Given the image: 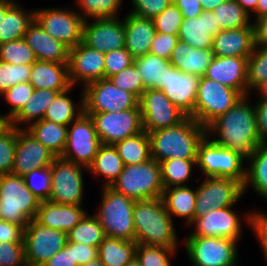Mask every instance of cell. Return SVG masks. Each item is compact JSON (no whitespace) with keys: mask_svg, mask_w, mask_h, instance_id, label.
I'll use <instances>...</instances> for the list:
<instances>
[{"mask_svg":"<svg viewBox=\"0 0 267 266\" xmlns=\"http://www.w3.org/2000/svg\"><path fill=\"white\" fill-rule=\"evenodd\" d=\"M246 180L243 185V193L249 186L264 201H267V144L259 145L246 159Z\"/></svg>","mask_w":267,"mask_h":266,"instance_id":"36","label":"cell"},{"mask_svg":"<svg viewBox=\"0 0 267 266\" xmlns=\"http://www.w3.org/2000/svg\"><path fill=\"white\" fill-rule=\"evenodd\" d=\"M40 200L27 188L23 177L0 175V211L2 220L25 228L35 219Z\"/></svg>","mask_w":267,"mask_h":266,"instance_id":"5","label":"cell"},{"mask_svg":"<svg viewBox=\"0 0 267 266\" xmlns=\"http://www.w3.org/2000/svg\"><path fill=\"white\" fill-rule=\"evenodd\" d=\"M124 0H77L79 15L84 21L117 17Z\"/></svg>","mask_w":267,"mask_h":266,"instance_id":"44","label":"cell"},{"mask_svg":"<svg viewBox=\"0 0 267 266\" xmlns=\"http://www.w3.org/2000/svg\"><path fill=\"white\" fill-rule=\"evenodd\" d=\"M29 83L34 89L63 92L71 87L68 63L36 61L32 64Z\"/></svg>","mask_w":267,"mask_h":266,"instance_id":"29","label":"cell"},{"mask_svg":"<svg viewBox=\"0 0 267 266\" xmlns=\"http://www.w3.org/2000/svg\"><path fill=\"white\" fill-rule=\"evenodd\" d=\"M55 158L26 129L16 128V148L11 174L23 177L33 169L51 166Z\"/></svg>","mask_w":267,"mask_h":266,"instance_id":"21","label":"cell"},{"mask_svg":"<svg viewBox=\"0 0 267 266\" xmlns=\"http://www.w3.org/2000/svg\"><path fill=\"white\" fill-rule=\"evenodd\" d=\"M245 161L246 158L239 152L221 147L208 136H205L197 149L196 164L205 177L231 178L244 185Z\"/></svg>","mask_w":267,"mask_h":266,"instance_id":"7","label":"cell"},{"mask_svg":"<svg viewBox=\"0 0 267 266\" xmlns=\"http://www.w3.org/2000/svg\"><path fill=\"white\" fill-rule=\"evenodd\" d=\"M161 200L171 218L182 217L186 226L194 221L196 188L192 189L188 185L164 188Z\"/></svg>","mask_w":267,"mask_h":266,"instance_id":"31","label":"cell"},{"mask_svg":"<svg viewBox=\"0 0 267 266\" xmlns=\"http://www.w3.org/2000/svg\"><path fill=\"white\" fill-rule=\"evenodd\" d=\"M178 249L137 244L136 259L140 266H171V258Z\"/></svg>","mask_w":267,"mask_h":266,"instance_id":"47","label":"cell"},{"mask_svg":"<svg viewBox=\"0 0 267 266\" xmlns=\"http://www.w3.org/2000/svg\"><path fill=\"white\" fill-rule=\"evenodd\" d=\"M24 228L18 224L0 220V242L24 243Z\"/></svg>","mask_w":267,"mask_h":266,"instance_id":"59","label":"cell"},{"mask_svg":"<svg viewBox=\"0 0 267 266\" xmlns=\"http://www.w3.org/2000/svg\"><path fill=\"white\" fill-rule=\"evenodd\" d=\"M252 23L254 28V42L256 46H267V14L255 18Z\"/></svg>","mask_w":267,"mask_h":266,"instance_id":"64","label":"cell"},{"mask_svg":"<svg viewBox=\"0 0 267 266\" xmlns=\"http://www.w3.org/2000/svg\"><path fill=\"white\" fill-rule=\"evenodd\" d=\"M248 97L249 95L243 96L227 112L206 127V136L214 143L237 151L246 159L262 144L255 105L249 103L250 97Z\"/></svg>","mask_w":267,"mask_h":266,"instance_id":"1","label":"cell"},{"mask_svg":"<svg viewBox=\"0 0 267 266\" xmlns=\"http://www.w3.org/2000/svg\"><path fill=\"white\" fill-rule=\"evenodd\" d=\"M16 148V127L11 125L0 134V175L11 174Z\"/></svg>","mask_w":267,"mask_h":266,"instance_id":"51","label":"cell"},{"mask_svg":"<svg viewBox=\"0 0 267 266\" xmlns=\"http://www.w3.org/2000/svg\"><path fill=\"white\" fill-rule=\"evenodd\" d=\"M42 266H78L77 262H74L73 244L67 242L62 250L53 255Z\"/></svg>","mask_w":267,"mask_h":266,"instance_id":"60","label":"cell"},{"mask_svg":"<svg viewBox=\"0 0 267 266\" xmlns=\"http://www.w3.org/2000/svg\"><path fill=\"white\" fill-rule=\"evenodd\" d=\"M74 86H71L67 90L60 92L56 95L53 102L48 106L43 116L44 120L52 121L57 124L69 126L74 120H76L83 112V92L79 100L80 104H75L69 93Z\"/></svg>","mask_w":267,"mask_h":266,"instance_id":"38","label":"cell"},{"mask_svg":"<svg viewBox=\"0 0 267 266\" xmlns=\"http://www.w3.org/2000/svg\"><path fill=\"white\" fill-rule=\"evenodd\" d=\"M81 266H105V265L99 260V258H97Z\"/></svg>","mask_w":267,"mask_h":266,"instance_id":"71","label":"cell"},{"mask_svg":"<svg viewBox=\"0 0 267 266\" xmlns=\"http://www.w3.org/2000/svg\"><path fill=\"white\" fill-rule=\"evenodd\" d=\"M199 76L184 73L177 68L168 71V79L162 92L188 117L194 119V107L199 85Z\"/></svg>","mask_w":267,"mask_h":266,"instance_id":"23","label":"cell"},{"mask_svg":"<svg viewBox=\"0 0 267 266\" xmlns=\"http://www.w3.org/2000/svg\"><path fill=\"white\" fill-rule=\"evenodd\" d=\"M35 20L69 49L82 42L84 19L73 8L35 9Z\"/></svg>","mask_w":267,"mask_h":266,"instance_id":"13","label":"cell"},{"mask_svg":"<svg viewBox=\"0 0 267 266\" xmlns=\"http://www.w3.org/2000/svg\"><path fill=\"white\" fill-rule=\"evenodd\" d=\"M100 208L94 215L103 227L106 237L135 241L133 209L135 200L115 191L110 186L102 187Z\"/></svg>","mask_w":267,"mask_h":266,"instance_id":"4","label":"cell"},{"mask_svg":"<svg viewBox=\"0 0 267 266\" xmlns=\"http://www.w3.org/2000/svg\"><path fill=\"white\" fill-rule=\"evenodd\" d=\"M232 207L211 209L195 218L189 225L195 229L187 237H220L239 241L243 231L242 221Z\"/></svg>","mask_w":267,"mask_h":266,"instance_id":"18","label":"cell"},{"mask_svg":"<svg viewBox=\"0 0 267 266\" xmlns=\"http://www.w3.org/2000/svg\"><path fill=\"white\" fill-rule=\"evenodd\" d=\"M160 163L164 188L186 186L191 179L192 170L197 167L196 159H169Z\"/></svg>","mask_w":267,"mask_h":266,"instance_id":"41","label":"cell"},{"mask_svg":"<svg viewBox=\"0 0 267 266\" xmlns=\"http://www.w3.org/2000/svg\"><path fill=\"white\" fill-rule=\"evenodd\" d=\"M10 126L11 119L6 114H0V134L5 132Z\"/></svg>","mask_w":267,"mask_h":266,"instance_id":"68","label":"cell"},{"mask_svg":"<svg viewBox=\"0 0 267 266\" xmlns=\"http://www.w3.org/2000/svg\"><path fill=\"white\" fill-rule=\"evenodd\" d=\"M135 64L146 89L162 90L168 79V71L174 66L170 60L147 53L134 59Z\"/></svg>","mask_w":267,"mask_h":266,"instance_id":"32","label":"cell"},{"mask_svg":"<svg viewBox=\"0 0 267 266\" xmlns=\"http://www.w3.org/2000/svg\"><path fill=\"white\" fill-rule=\"evenodd\" d=\"M114 146L122 158L124 166L141 164L152 159L150 139L145 130L137 135L125 138Z\"/></svg>","mask_w":267,"mask_h":266,"instance_id":"40","label":"cell"},{"mask_svg":"<svg viewBox=\"0 0 267 266\" xmlns=\"http://www.w3.org/2000/svg\"><path fill=\"white\" fill-rule=\"evenodd\" d=\"M27 188L40 200L46 201L51 192L50 166L41 169H33L23 176Z\"/></svg>","mask_w":267,"mask_h":266,"instance_id":"48","label":"cell"},{"mask_svg":"<svg viewBox=\"0 0 267 266\" xmlns=\"http://www.w3.org/2000/svg\"><path fill=\"white\" fill-rule=\"evenodd\" d=\"M133 221L137 244L179 248L173 219L161 198L135 201Z\"/></svg>","mask_w":267,"mask_h":266,"instance_id":"2","label":"cell"},{"mask_svg":"<svg viewBox=\"0 0 267 266\" xmlns=\"http://www.w3.org/2000/svg\"><path fill=\"white\" fill-rule=\"evenodd\" d=\"M84 113L122 112L140 108L139 98L128 91L116 87L109 79L93 81L84 87Z\"/></svg>","mask_w":267,"mask_h":266,"instance_id":"10","label":"cell"},{"mask_svg":"<svg viewBox=\"0 0 267 266\" xmlns=\"http://www.w3.org/2000/svg\"><path fill=\"white\" fill-rule=\"evenodd\" d=\"M33 91L34 87L29 82L19 83L8 88L0 95L10 105L9 112L5 114L12 119L23 108Z\"/></svg>","mask_w":267,"mask_h":266,"instance_id":"52","label":"cell"},{"mask_svg":"<svg viewBox=\"0 0 267 266\" xmlns=\"http://www.w3.org/2000/svg\"><path fill=\"white\" fill-rule=\"evenodd\" d=\"M13 2L8 0H0V23L2 22V19L4 17L5 12L7 11V8L12 4Z\"/></svg>","mask_w":267,"mask_h":266,"instance_id":"70","label":"cell"},{"mask_svg":"<svg viewBox=\"0 0 267 266\" xmlns=\"http://www.w3.org/2000/svg\"><path fill=\"white\" fill-rule=\"evenodd\" d=\"M25 129L56 157H61L67 142L68 126L41 119Z\"/></svg>","mask_w":267,"mask_h":266,"instance_id":"35","label":"cell"},{"mask_svg":"<svg viewBox=\"0 0 267 266\" xmlns=\"http://www.w3.org/2000/svg\"><path fill=\"white\" fill-rule=\"evenodd\" d=\"M124 168L122 158L114 145L101 144L95 155L92 165L88 168V172L95 177L102 176L104 179L103 186H111L118 178Z\"/></svg>","mask_w":267,"mask_h":266,"instance_id":"37","label":"cell"},{"mask_svg":"<svg viewBox=\"0 0 267 266\" xmlns=\"http://www.w3.org/2000/svg\"><path fill=\"white\" fill-rule=\"evenodd\" d=\"M142 128L147 133L173 127L188 116L157 89H146L139 99Z\"/></svg>","mask_w":267,"mask_h":266,"instance_id":"17","label":"cell"},{"mask_svg":"<svg viewBox=\"0 0 267 266\" xmlns=\"http://www.w3.org/2000/svg\"><path fill=\"white\" fill-rule=\"evenodd\" d=\"M0 60L15 65H32L37 57L22 38L0 44Z\"/></svg>","mask_w":267,"mask_h":266,"instance_id":"45","label":"cell"},{"mask_svg":"<svg viewBox=\"0 0 267 266\" xmlns=\"http://www.w3.org/2000/svg\"><path fill=\"white\" fill-rule=\"evenodd\" d=\"M242 97L243 95L239 91L202 76L199 78L194 120L207 127Z\"/></svg>","mask_w":267,"mask_h":266,"instance_id":"8","label":"cell"},{"mask_svg":"<svg viewBox=\"0 0 267 266\" xmlns=\"http://www.w3.org/2000/svg\"><path fill=\"white\" fill-rule=\"evenodd\" d=\"M182 13L180 9L171 3L163 12L154 19L155 30L159 33H165L178 36L182 24Z\"/></svg>","mask_w":267,"mask_h":266,"instance_id":"53","label":"cell"},{"mask_svg":"<svg viewBox=\"0 0 267 266\" xmlns=\"http://www.w3.org/2000/svg\"><path fill=\"white\" fill-rule=\"evenodd\" d=\"M221 30L253 27L251 15L236 0H227L213 10Z\"/></svg>","mask_w":267,"mask_h":266,"instance_id":"43","label":"cell"},{"mask_svg":"<svg viewBox=\"0 0 267 266\" xmlns=\"http://www.w3.org/2000/svg\"><path fill=\"white\" fill-rule=\"evenodd\" d=\"M103 227L98 218L88 213L68 233V242L83 243L85 245L99 247L105 238Z\"/></svg>","mask_w":267,"mask_h":266,"instance_id":"42","label":"cell"},{"mask_svg":"<svg viewBox=\"0 0 267 266\" xmlns=\"http://www.w3.org/2000/svg\"><path fill=\"white\" fill-rule=\"evenodd\" d=\"M58 93V91L48 89H34L23 108L11 119V125L18 129H25L32 123L43 119L46 109Z\"/></svg>","mask_w":267,"mask_h":266,"instance_id":"34","label":"cell"},{"mask_svg":"<svg viewBox=\"0 0 267 266\" xmlns=\"http://www.w3.org/2000/svg\"><path fill=\"white\" fill-rule=\"evenodd\" d=\"M254 90L257 91L260 99H267V80L259 84Z\"/></svg>","mask_w":267,"mask_h":266,"instance_id":"69","label":"cell"},{"mask_svg":"<svg viewBox=\"0 0 267 266\" xmlns=\"http://www.w3.org/2000/svg\"><path fill=\"white\" fill-rule=\"evenodd\" d=\"M137 243L105 237L98 247V258L105 266H125L136 257Z\"/></svg>","mask_w":267,"mask_h":266,"instance_id":"39","label":"cell"},{"mask_svg":"<svg viewBox=\"0 0 267 266\" xmlns=\"http://www.w3.org/2000/svg\"><path fill=\"white\" fill-rule=\"evenodd\" d=\"M184 243L192 266H239L238 241L220 237H186Z\"/></svg>","mask_w":267,"mask_h":266,"instance_id":"9","label":"cell"},{"mask_svg":"<svg viewBox=\"0 0 267 266\" xmlns=\"http://www.w3.org/2000/svg\"><path fill=\"white\" fill-rule=\"evenodd\" d=\"M178 41V36L156 32L149 53L169 60Z\"/></svg>","mask_w":267,"mask_h":266,"instance_id":"58","label":"cell"},{"mask_svg":"<svg viewBox=\"0 0 267 266\" xmlns=\"http://www.w3.org/2000/svg\"><path fill=\"white\" fill-rule=\"evenodd\" d=\"M257 127L262 144H267V99H258L255 103Z\"/></svg>","mask_w":267,"mask_h":266,"instance_id":"62","label":"cell"},{"mask_svg":"<svg viewBox=\"0 0 267 266\" xmlns=\"http://www.w3.org/2000/svg\"><path fill=\"white\" fill-rule=\"evenodd\" d=\"M203 11H213L218 5L227 0H199Z\"/></svg>","mask_w":267,"mask_h":266,"instance_id":"66","label":"cell"},{"mask_svg":"<svg viewBox=\"0 0 267 266\" xmlns=\"http://www.w3.org/2000/svg\"><path fill=\"white\" fill-rule=\"evenodd\" d=\"M244 215L246 216L243 219H245V223L247 222L258 238L257 241L261 246L264 259L267 261V214L260 210L256 212L250 210Z\"/></svg>","mask_w":267,"mask_h":266,"instance_id":"55","label":"cell"},{"mask_svg":"<svg viewBox=\"0 0 267 266\" xmlns=\"http://www.w3.org/2000/svg\"><path fill=\"white\" fill-rule=\"evenodd\" d=\"M267 14V0H258L257 7L254 12L256 18Z\"/></svg>","mask_w":267,"mask_h":266,"instance_id":"67","label":"cell"},{"mask_svg":"<svg viewBox=\"0 0 267 266\" xmlns=\"http://www.w3.org/2000/svg\"><path fill=\"white\" fill-rule=\"evenodd\" d=\"M100 145L92 118L83 112L68 126L67 142L61 158L88 169Z\"/></svg>","mask_w":267,"mask_h":266,"instance_id":"12","label":"cell"},{"mask_svg":"<svg viewBox=\"0 0 267 266\" xmlns=\"http://www.w3.org/2000/svg\"><path fill=\"white\" fill-rule=\"evenodd\" d=\"M35 20V10H25L19 2H13L0 23V44L22 39Z\"/></svg>","mask_w":267,"mask_h":266,"instance_id":"33","label":"cell"},{"mask_svg":"<svg viewBox=\"0 0 267 266\" xmlns=\"http://www.w3.org/2000/svg\"><path fill=\"white\" fill-rule=\"evenodd\" d=\"M27 266H42L67 244V233L41 225L35 219L24 228Z\"/></svg>","mask_w":267,"mask_h":266,"instance_id":"14","label":"cell"},{"mask_svg":"<svg viewBox=\"0 0 267 266\" xmlns=\"http://www.w3.org/2000/svg\"><path fill=\"white\" fill-rule=\"evenodd\" d=\"M213 58L212 49H197L178 41L169 60L180 71L202 77Z\"/></svg>","mask_w":267,"mask_h":266,"instance_id":"30","label":"cell"},{"mask_svg":"<svg viewBox=\"0 0 267 266\" xmlns=\"http://www.w3.org/2000/svg\"><path fill=\"white\" fill-rule=\"evenodd\" d=\"M108 79L116 87L135 94L139 99L145 91L142 78L134 63Z\"/></svg>","mask_w":267,"mask_h":266,"instance_id":"50","label":"cell"},{"mask_svg":"<svg viewBox=\"0 0 267 266\" xmlns=\"http://www.w3.org/2000/svg\"><path fill=\"white\" fill-rule=\"evenodd\" d=\"M220 31L213 11H203L198 17L182 19L178 38L197 49H212L213 37Z\"/></svg>","mask_w":267,"mask_h":266,"instance_id":"24","label":"cell"},{"mask_svg":"<svg viewBox=\"0 0 267 266\" xmlns=\"http://www.w3.org/2000/svg\"><path fill=\"white\" fill-rule=\"evenodd\" d=\"M255 46L254 28L221 30L213 37L212 51L217 57H248Z\"/></svg>","mask_w":267,"mask_h":266,"instance_id":"27","label":"cell"},{"mask_svg":"<svg viewBox=\"0 0 267 266\" xmlns=\"http://www.w3.org/2000/svg\"><path fill=\"white\" fill-rule=\"evenodd\" d=\"M32 65H15L0 60V95L19 83L29 82Z\"/></svg>","mask_w":267,"mask_h":266,"instance_id":"49","label":"cell"},{"mask_svg":"<svg viewBox=\"0 0 267 266\" xmlns=\"http://www.w3.org/2000/svg\"><path fill=\"white\" fill-rule=\"evenodd\" d=\"M131 2L132 10L128 13L154 19L172 3V0H131Z\"/></svg>","mask_w":267,"mask_h":266,"instance_id":"57","label":"cell"},{"mask_svg":"<svg viewBox=\"0 0 267 266\" xmlns=\"http://www.w3.org/2000/svg\"><path fill=\"white\" fill-rule=\"evenodd\" d=\"M82 206L40 201L35 220L48 228L68 233L88 213Z\"/></svg>","mask_w":267,"mask_h":266,"instance_id":"25","label":"cell"},{"mask_svg":"<svg viewBox=\"0 0 267 266\" xmlns=\"http://www.w3.org/2000/svg\"><path fill=\"white\" fill-rule=\"evenodd\" d=\"M104 53L93 49L83 42L69 49V81L71 86L104 79ZM82 82V83H81Z\"/></svg>","mask_w":267,"mask_h":266,"instance_id":"20","label":"cell"},{"mask_svg":"<svg viewBox=\"0 0 267 266\" xmlns=\"http://www.w3.org/2000/svg\"><path fill=\"white\" fill-rule=\"evenodd\" d=\"M181 11L183 18H195L202 12V5L199 0H172Z\"/></svg>","mask_w":267,"mask_h":266,"instance_id":"63","label":"cell"},{"mask_svg":"<svg viewBox=\"0 0 267 266\" xmlns=\"http://www.w3.org/2000/svg\"><path fill=\"white\" fill-rule=\"evenodd\" d=\"M151 158L157 162L169 159H196L206 127L191 117L176 126L148 133Z\"/></svg>","mask_w":267,"mask_h":266,"instance_id":"3","label":"cell"},{"mask_svg":"<svg viewBox=\"0 0 267 266\" xmlns=\"http://www.w3.org/2000/svg\"><path fill=\"white\" fill-rule=\"evenodd\" d=\"M267 80V46H254L248 57V95Z\"/></svg>","mask_w":267,"mask_h":266,"instance_id":"46","label":"cell"},{"mask_svg":"<svg viewBox=\"0 0 267 266\" xmlns=\"http://www.w3.org/2000/svg\"><path fill=\"white\" fill-rule=\"evenodd\" d=\"M71 243L73 244L74 262H77L78 266L98 258V247L85 245L83 243Z\"/></svg>","mask_w":267,"mask_h":266,"instance_id":"61","label":"cell"},{"mask_svg":"<svg viewBox=\"0 0 267 266\" xmlns=\"http://www.w3.org/2000/svg\"><path fill=\"white\" fill-rule=\"evenodd\" d=\"M0 266H27L24 243L0 242Z\"/></svg>","mask_w":267,"mask_h":266,"instance_id":"56","label":"cell"},{"mask_svg":"<svg viewBox=\"0 0 267 266\" xmlns=\"http://www.w3.org/2000/svg\"><path fill=\"white\" fill-rule=\"evenodd\" d=\"M110 187L135 201L161 198L164 187L160 163L150 159L141 164L124 166Z\"/></svg>","mask_w":267,"mask_h":266,"instance_id":"6","label":"cell"},{"mask_svg":"<svg viewBox=\"0 0 267 266\" xmlns=\"http://www.w3.org/2000/svg\"><path fill=\"white\" fill-rule=\"evenodd\" d=\"M204 77L248 95V59L246 57L214 56Z\"/></svg>","mask_w":267,"mask_h":266,"instance_id":"22","label":"cell"},{"mask_svg":"<svg viewBox=\"0 0 267 266\" xmlns=\"http://www.w3.org/2000/svg\"><path fill=\"white\" fill-rule=\"evenodd\" d=\"M86 114L92 118L101 144L115 145L143 131L141 108Z\"/></svg>","mask_w":267,"mask_h":266,"instance_id":"15","label":"cell"},{"mask_svg":"<svg viewBox=\"0 0 267 266\" xmlns=\"http://www.w3.org/2000/svg\"><path fill=\"white\" fill-rule=\"evenodd\" d=\"M196 188L194 219L211 209L234 206L243 196V185L234 179L205 177Z\"/></svg>","mask_w":267,"mask_h":266,"instance_id":"16","label":"cell"},{"mask_svg":"<svg viewBox=\"0 0 267 266\" xmlns=\"http://www.w3.org/2000/svg\"><path fill=\"white\" fill-rule=\"evenodd\" d=\"M120 17L84 21L82 42L100 52L106 53L125 47V24Z\"/></svg>","mask_w":267,"mask_h":266,"instance_id":"19","label":"cell"},{"mask_svg":"<svg viewBox=\"0 0 267 266\" xmlns=\"http://www.w3.org/2000/svg\"><path fill=\"white\" fill-rule=\"evenodd\" d=\"M133 61L134 58L125 48L104 53V78L108 79L116 73H119L123 69L133 64Z\"/></svg>","mask_w":267,"mask_h":266,"instance_id":"54","label":"cell"},{"mask_svg":"<svg viewBox=\"0 0 267 266\" xmlns=\"http://www.w3.org/2000/svg\"><path fill=\"white\" fill-rule=\"evenodd\" d=\"M23 39L31 47L38 61L68 63L69 48L51 37L36 20L29 26Z\"/></svg>","mask_w":267,"mask_h":266,"instance_id":"26","label":"cell"},{"mask_svg":"<svg viewBox=\"0 0 267 266\" xmlns=\"http://www.w3.org/2000/svg\"><path fill=\"white\" fill-rule=\"evenodd\" d=\"M241 7L248 13L251 15V17L253 16L251 13L255 12L256 7H257V2L258 0H236Z\"/></svg>","mask_w":267,"mask_h":266,"instance_id":"65","label":"cell"},{"mask_svg":"<svg viewBox=\"0 0 267 266\" xmlns=\"http://www.w3.org/2000/svg\"><path fill=\"white\" fill-rule=\"evenodd\" d=\"M50 170L51 192L48 201L56 204L83 205V172L86 170L88 172V169L61 157H56Z\"/></svg>","mask_w":267,"mask_h":266,"instance_id":"11","label":"cell"},{"mask_svg":"<svg viewBox=\"0 0 267 266\" xmlns=\"http://www.w3.org/2000/svg\"><path fill=\"white\" fill-rule=\"evenodd\" d=\"M125 49L135 59L149 53L153 38L156 35L153 19L126 13Z\"/></svg>","mask_w":267,"mask_h":266,"instance_id":"28","label":"cell"},{"mask_svg":"<svg viewBox=\"0 0 267 266\" xmlns=\"http://www.w3.org/2000/svg\"><path fill=\"white\" fill-rule=\"evenodd\" d=\"M125 266H140V264H139V261L136 258H134L132 261L127 263Z\"/></svg>","mask_w":267,"mask_h":266,"instance_id":"72","label":"cell"}]
</instances>
